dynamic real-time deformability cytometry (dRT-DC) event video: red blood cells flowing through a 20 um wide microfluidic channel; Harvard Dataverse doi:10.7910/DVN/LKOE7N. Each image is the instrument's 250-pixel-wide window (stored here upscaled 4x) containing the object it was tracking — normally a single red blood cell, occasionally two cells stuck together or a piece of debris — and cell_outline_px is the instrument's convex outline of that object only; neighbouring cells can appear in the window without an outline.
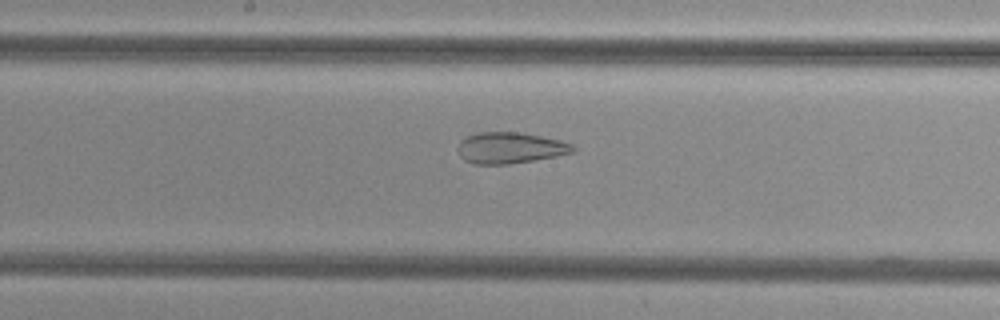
{"species": "common noctule bat (a hibernating species)", "species_latin": "Nyctalus noctula", "temperature_condition": "cold", "stored_images_in_passage": 21, "camera_frame_rate_fps": 3000, "um_per_image_px": 0.085, "animal": {"sex": "female", "body_mass_g": 29.2, "forearm_length_mm": 56.3}, "frame": {"image": 1, "passage_image": 20, "time_ms": 6.333, "image_size_px": [1000, 320], "cell_outline_px": [[576, 152], [556, 156], [508, 164], [472, 164], [464, 160], [460, 156], [456, 148], [460, 140], [464, 136], [476, 132], [520, 132], [560, 140], [572, 144], [576, 148]], "centroid_in_image_um": [43.31, 12.56], "position_along_channel_um": 204.9, "area_um2": 21.15}}